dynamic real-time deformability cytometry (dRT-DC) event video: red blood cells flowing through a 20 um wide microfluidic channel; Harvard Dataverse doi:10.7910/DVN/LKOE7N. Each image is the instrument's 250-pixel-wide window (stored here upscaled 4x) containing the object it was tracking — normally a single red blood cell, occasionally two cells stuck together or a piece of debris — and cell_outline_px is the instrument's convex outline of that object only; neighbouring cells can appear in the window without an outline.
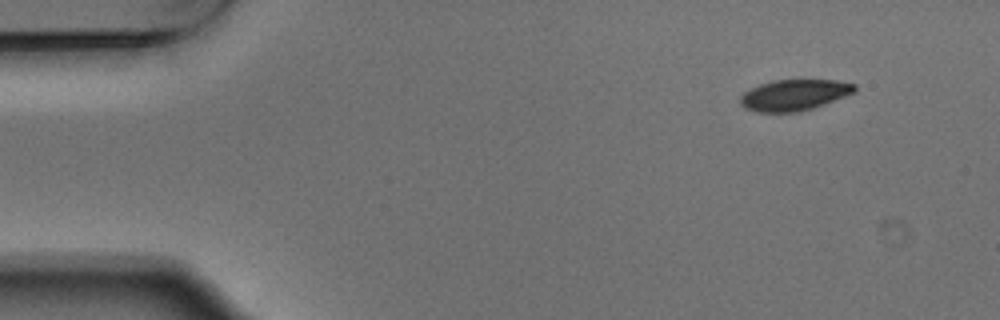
{"species": "Egyptian fruit bat (a non-hibernating species)", "species_latin": "Rousettus aegyptiacus", "temperature_condition": "warm", "stored_images_in_passage": 5, "camera_frame_rate_fps": 3000, "um_per_image_px": 0.085, "animal": {"sex": "male"}, "frame": {"image": 1, "passage_image": 1, "time_ms": 0.0, "image_size_px": [1000, 320], "cell_outline_px": [[856, 88], [852, 92], [844, 96], [812, 108], [796, 112], [756, 112], [744, 108], [740, 104], [740, 96], [744, 92], [760, 84], [772, 80], [836, 80], [856, 84]], "centroid_in_image_um": [67.45, 8.07], "position_along_channel_um": 17.5, "area_um2": 20.46}}
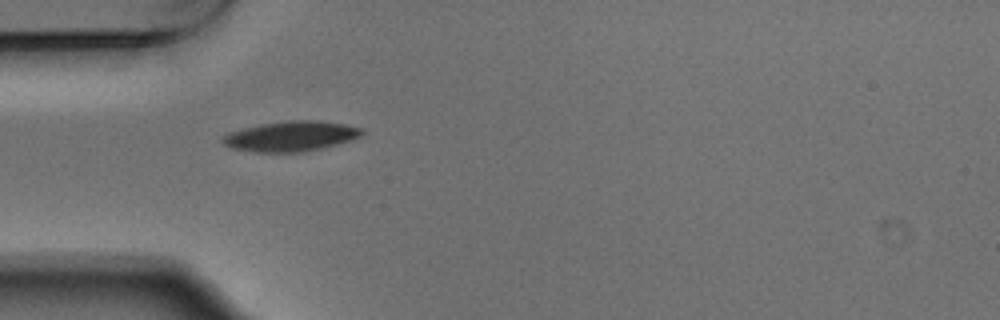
{"frame": {"image": 2, "passage_image": 4, "time_ms": 1.0, "image_size_px": [1000, 320], "cell_outline_px": [[364, 132], [360, 136], [352, 140], [324, 148], [304, 152], [252, 152], [232, 148], [224, 144], [220, 140], [228, 132], [260, 124], [288, 120], [316, 120], [344, 124], [364, 128]], "centroid_in_image_um": [24.74, 11.58], "position_along_channel_um": 60.3, "area_um2": 24.68}}
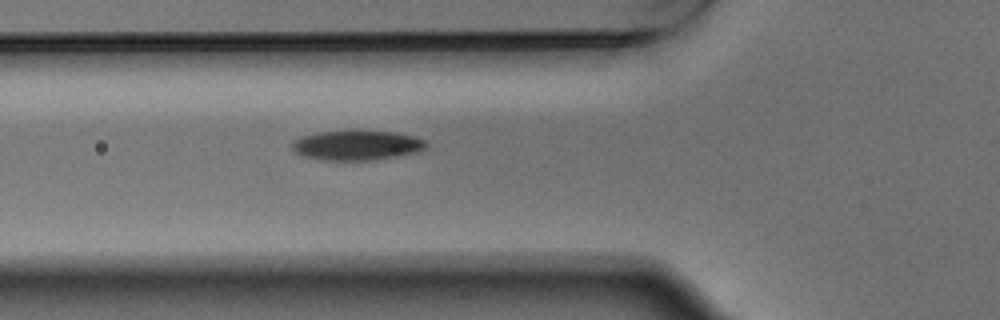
{"frame": {"image": 3, "passage_image": 5, "time_ms": 1.333, "image_size_px": [1000, 320], "cell_outline_px": [[428, 144], [424, 148], [416, 152], [396, 156], [372, 160], [320, 160], [304, 156], [292, 152], [292, 140], [300, 136], [316, 132], [348, 128], [356, 128], [396, 132], [412, 136], [424, 140]], "centroid_in_image_um": [30.25, 12.3], "position_along_channel_um": 95.6, "area_um2": 24.22}}